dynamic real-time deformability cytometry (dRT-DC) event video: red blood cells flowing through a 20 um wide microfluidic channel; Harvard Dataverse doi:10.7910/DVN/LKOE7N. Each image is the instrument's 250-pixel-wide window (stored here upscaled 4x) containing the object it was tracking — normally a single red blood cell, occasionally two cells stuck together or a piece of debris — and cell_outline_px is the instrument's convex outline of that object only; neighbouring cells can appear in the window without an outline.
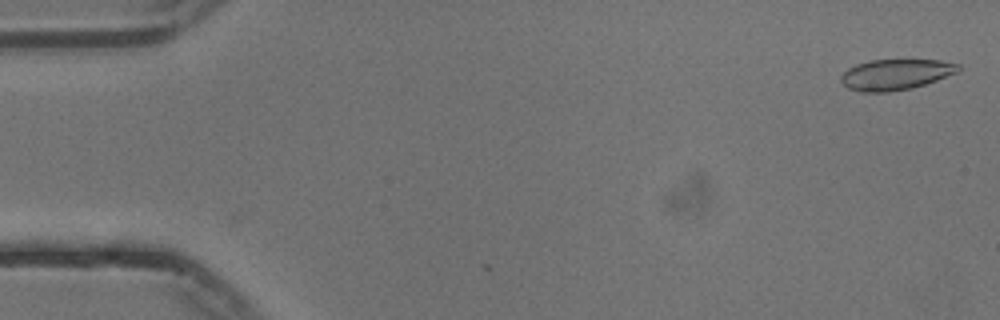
{"species": "common noctule bat (a hibernating species)", "species_latin": "Nyctalus noctula", "temperature_condition": "cold", "stored_images_in_passage": 4, "camera_frame_rate_fps": 3000, "um_per_image_px": 0.085, "animal": {"sex": "male", "body_mass_g": 13.3}, "frame": {"image": 1, "passage_image": 2, "time_ms": 0.333, "image_size_px": [1000, 320], "cell_outline_px": [[960, 72], [912, 88], [888, 92], [860, 92], [848, 88], [840, 80], [840, 76], [848, 68], [856, 64], [868, 60], [940, 60], [960, 64]], "centroid_in_image_um": [76.13, 6.33], "position_along_channel_um": 8.9, "area_um2": 21.1}}